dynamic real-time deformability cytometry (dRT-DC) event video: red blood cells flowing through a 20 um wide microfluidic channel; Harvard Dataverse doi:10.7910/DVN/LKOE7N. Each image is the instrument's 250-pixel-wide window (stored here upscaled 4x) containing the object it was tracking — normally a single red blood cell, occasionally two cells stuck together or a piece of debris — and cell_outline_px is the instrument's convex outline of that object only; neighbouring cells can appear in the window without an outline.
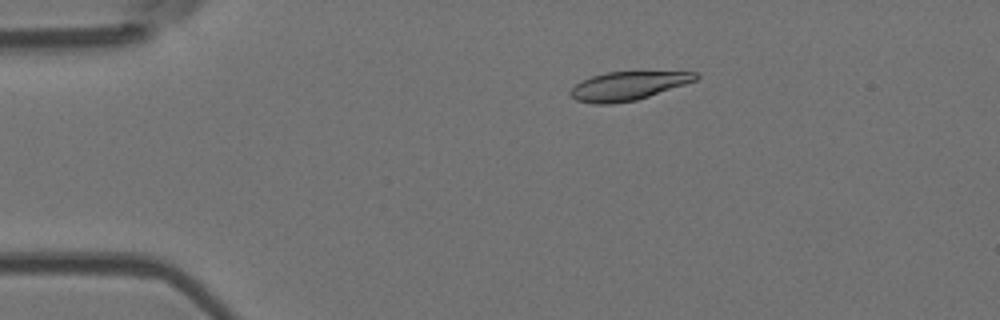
{"species": "Egyptian fruit bat (a non-hibernating species)", "species_latin": "Rousettus aegyptiacus", "temperature_condition": "room temperature", "stored_images_in_passage": 2, "camera_frame_rate_fps": 3000, "um_per_image_px": 0.085, "animal": {"sex": "female"}, "frame": {"image": 1, "passage_image": 1, "time_ms": 0.0, "image_size_px": [1000, 320], "cell_outline_px": [[700, 76], [696, 80], [636, 100], [612, 104], [592, 104], [576, 100], [568, 92], [576, 84], [592, 76], [604, 72], [700, 72]], "centroid_in_image_um": [53.35, 7.3], "position_along_channel_um": 31.6, "area_um2": 20.63}}